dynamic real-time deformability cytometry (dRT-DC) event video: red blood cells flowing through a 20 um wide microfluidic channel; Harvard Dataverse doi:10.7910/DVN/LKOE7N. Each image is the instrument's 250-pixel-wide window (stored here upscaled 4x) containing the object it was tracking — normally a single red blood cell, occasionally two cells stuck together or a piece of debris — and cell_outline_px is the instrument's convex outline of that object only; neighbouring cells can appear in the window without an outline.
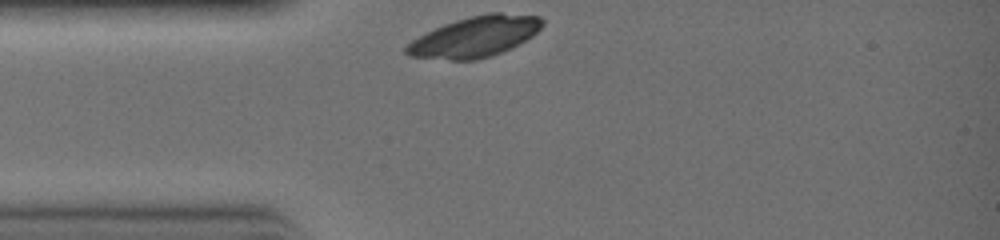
{"species": "common noctule bat (a hibernating species)", "species_latin": "Nyctalus noctula", "temperature_condition": "warm", "stored_images_in_passage": 20, "camera_frame_rate_fps": 3000, "um_per_image_px": 0.085, "animal": {"sex": "female", "body_mass_g": 19.0, "forearm_length_mm": 51.5}, "frame": {"image": 1, "passage_image": 1, "time_ms": 0.0, "image_size_px": [1000, 240], "cell_outline_px": [[544, 24], [532, 36], [512, 48], [492, 56], [476, 60], [452, 60], [408, 56], [404, 52], [404, 48], [412, 40], [444, 24], [456, 20], [488, 12], [500, 12], [540, 16], [544, 20]], "centroid_in_image_um": [40.4, 3.12], "position_along_channel_um": 44.6, "area_um2": 32.14}}